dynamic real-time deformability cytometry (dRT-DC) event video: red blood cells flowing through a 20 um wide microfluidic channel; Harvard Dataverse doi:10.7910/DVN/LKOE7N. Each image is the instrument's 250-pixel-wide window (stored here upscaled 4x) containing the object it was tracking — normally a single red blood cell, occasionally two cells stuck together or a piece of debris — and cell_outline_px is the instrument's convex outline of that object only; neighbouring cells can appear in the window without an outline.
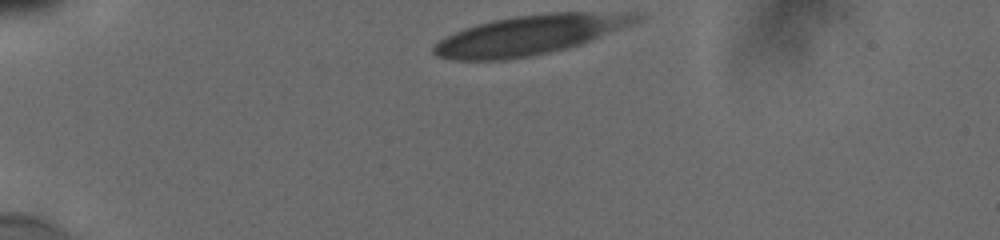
{"species": "human", "species_latin": "Homo sapiens", "temperature_condition": "cold", "stored_images_in_passage": 42, "camera_frame_rate_fps": 3000, "um_per_image_px": 0.085, "donor": {"sex": "male"}, "frame": {"image": 1, "passage_image": 1, "time_ms": 0.0, "image_size_px": [1000, 240], "cell_outline_px": [[648, 16], [632, 24], [592, 40], [568, 48], [528, 56], [504, 60], [452, 60], [436, 56], [432, 52], [432, 48], [444, 36], [464, 28], [476, 24], [492, 20], [516, 16], [548, 12], [644, 12]], "centroid_in_image_um": [45.09, 2.95], "position_along_channel_um": 39.9, "area_um2": 46.93}}
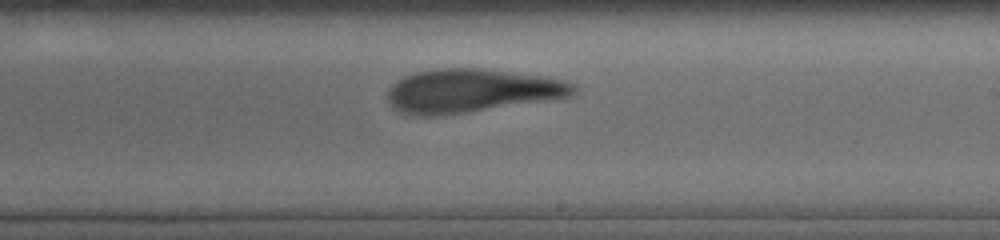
{"frame": {"image": 2, "passage_image": 27, "time_ms": 7.0, "image_size_px": [1000, 240], "cell_outline_px": [[580, 88], [576, 92], [568, 96], [544, 100], [440, 116], [416, 116], [400, 112], [392, 108], [388, 100], [388, 88], [396, 80], [404, 76], [416, 72], [436, 68], [480, 68], [540, 76], [568, 80], [576, 84]], "centroid_in_image_um": [40.03, 7.71], "position_along_channel_um": 249.0, "area_um2": 47.11}}
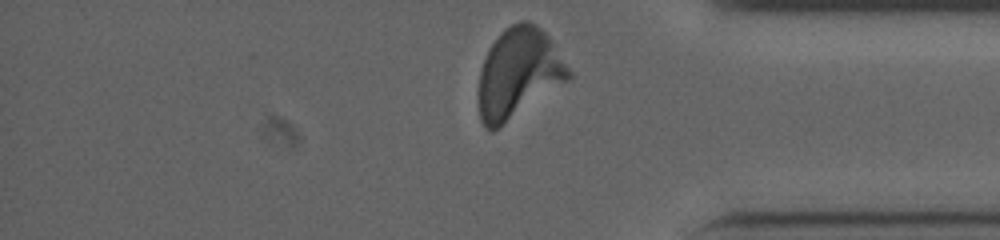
{"frame": {"image": 3, "passage_image": 42, "time_ms": 11.0, "image_size_px": [1000, 240], "cell_outline_px": [[572, 76], [568, 80], [492, 132], [484, 128], [480, 120], [480, 72], [484, 60], [492, 44], [500, 32], [504, 28], [520, 20], [528, 20], [536, 24], [556, 44], [572, 72]], "centroid_in_image_um": [44.1, 6.19], "position_along_channel_um": 391.1, "area_um2": 46.76}, "authors_computed_cell_mechanics": {"area_um2": 47.2226, "velocity_mm_per_s": 3.794, "shape_relaxation_time_tau1_ms": 7.072, "shape_relaxation_time_tau2_ms": 2.1829, "deformation_change_tau1": 0.2322, "deformation_change_tau2": 0.1184}}